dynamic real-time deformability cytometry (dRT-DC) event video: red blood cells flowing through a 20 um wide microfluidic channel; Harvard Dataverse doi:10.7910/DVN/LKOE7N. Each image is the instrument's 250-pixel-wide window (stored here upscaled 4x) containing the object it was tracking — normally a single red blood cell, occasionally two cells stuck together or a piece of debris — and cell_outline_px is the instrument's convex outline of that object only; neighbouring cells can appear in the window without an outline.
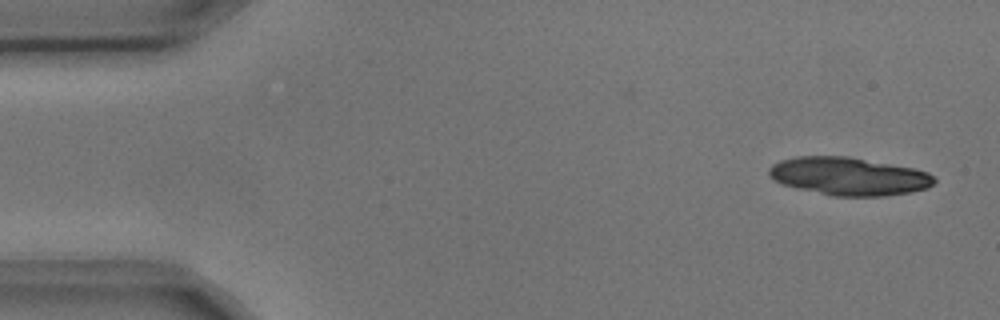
{"species": "common noctule bat (a hibernating species)", "species_latin": "Nyctalus noctula", "temperature_condition": "cold", "stored_images_in_passage": 4, "camera_frame_rate_fps": 3000, "um_per_image_px": 0.085, "animal": {"sex": "male", "body_mass_g": 17.9, "forearm_length_mm": 54.2}, "frame": {"image": 1, "passage_image": 1, "time_ms": 0.0, "image_size_px": [1000, 320], "cell_outline_px": [[936, 180], [928, 188], [908, 192], [884, 196], [836, 196], [796, 188], [780, 184], [772, 180], [768, 176], [768, 168], [772, 164], [780, 160], [796, 156], [848, 156], [912, 168], [928, 172], [936, 176]], "centroid_in_image_um": [72.1, 14.98], "position_along_channel_um": 12.9, "area_um2": 36.7}}